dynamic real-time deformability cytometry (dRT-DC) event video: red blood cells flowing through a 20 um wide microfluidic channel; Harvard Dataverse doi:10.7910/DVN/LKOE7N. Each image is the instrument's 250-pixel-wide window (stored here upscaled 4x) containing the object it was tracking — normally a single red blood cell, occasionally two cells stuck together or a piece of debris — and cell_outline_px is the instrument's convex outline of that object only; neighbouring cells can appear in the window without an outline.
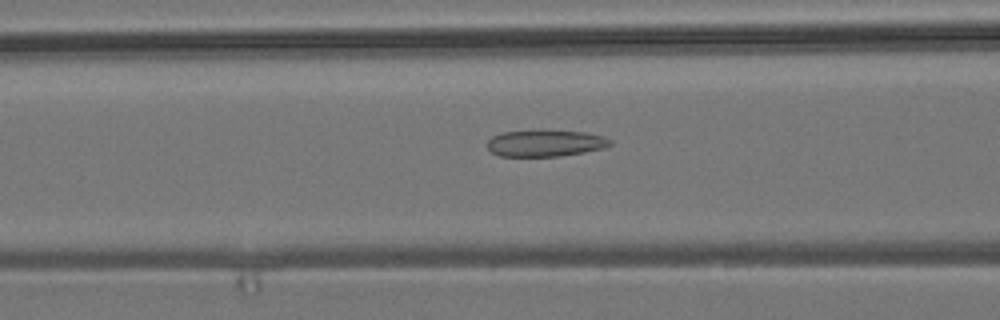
{"species": "common noctule bat (a hibernating species)", "species_latin": "Nyctalus noctula", "temperature_condition": "room temperature", "stored_images_in_passage": 29, "camera_frame_rate_fps": 3000, "um_per_image_px": 0.085, "animal": {"sex": "male", "body_mass_g": 19.2, "forearm_length_mm": 51.8}, "frame": {"image": 1, "passage_image": 7, "time_ms": 2.0, "image_size_px": [1000, 320], "cell_outline_px": [[612, 144], [604, 148], [584, 152], [560, 156], [500, 156], [492, 152], [488, 148], [488, 140], [492, 136], [500, 132], [536, 128], [544, 128], [584, 132], [604, 136], [612, 140]], "centroid_in_image_um": [46.35, 12.12], "position_along_channel_um": 120.3, "area_um2": 19.83}}
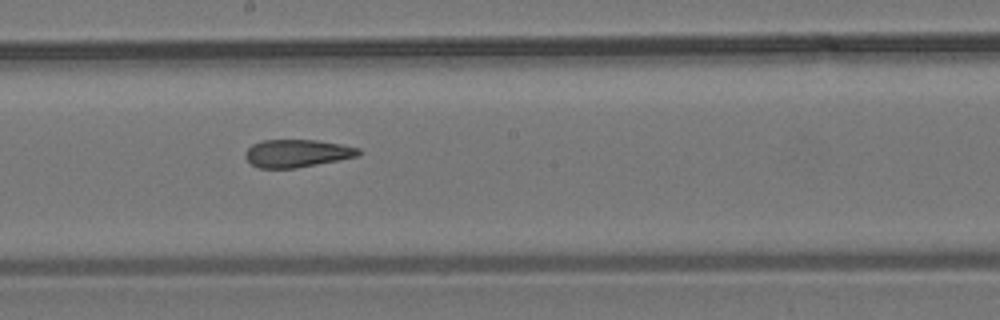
{"frame": {"image": 2, "passage_image": 15, "time_ms": 4.667, "image_size_px": [1000, 320], "cell_outline_px": [[364, 152], [360, 156], [340, 160], [296, 168], [260, 168], [252, 164], [244, 156], [248, 148], [252, 144], [260, 140], [316, 140], [340, 144], [360, 148]], "centroid_in_image_um": [25.3, 13.03], "position_along_channel_um": 222.9, "area_um2": 18.44}}
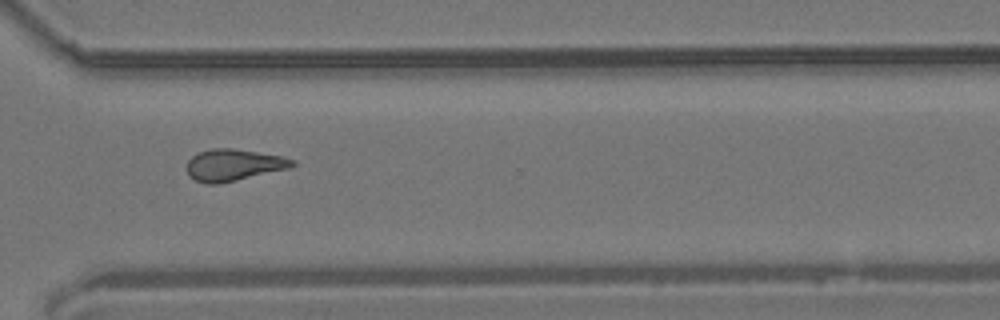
{"frame": {"image": 3, "passage_image": 25, "time_ms": 8.0, "image_size_px": [1000, 320], "cell_outline_px": [[296, 164], [288, 168], [236, 180], [216, 184], [208, 184], [196, 180], [188, 176], [184, 168], [188, 160], [192, 156], [200, 152], [212, 148], [232, 148], [280, 156], [296, 160]], "centroid_in_image_um": [19.79, 14.02], "position_along_channel_um": 350.8, "area_um2": 19.36}, "authors_computed_cell_mechanics": {"area_um2": 18.9584, "velocity_mm_per_s": 3.849, "shape_relaxation_time_tau1_ms": null, "shape_relaxation_time_tau2_ms": 2.9158, "deformation_change_tau1": null, "deformation_change_tau2": 0.1064}}